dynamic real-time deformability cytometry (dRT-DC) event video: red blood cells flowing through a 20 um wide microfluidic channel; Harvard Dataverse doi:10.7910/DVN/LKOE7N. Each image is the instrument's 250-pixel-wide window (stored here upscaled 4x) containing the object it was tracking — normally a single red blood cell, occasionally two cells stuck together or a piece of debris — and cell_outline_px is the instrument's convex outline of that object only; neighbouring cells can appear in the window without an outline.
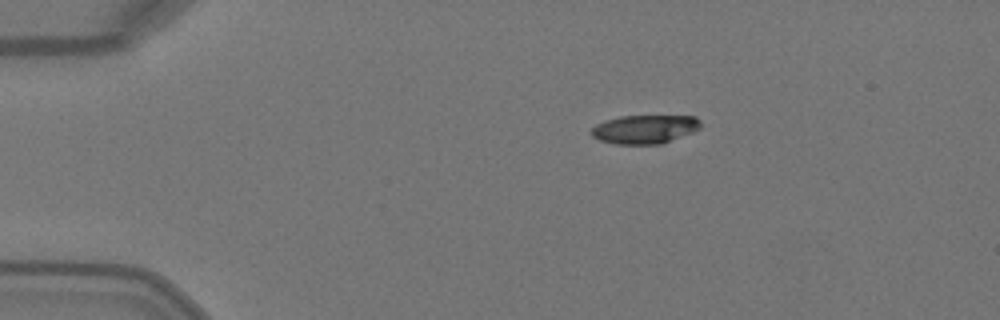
{"species": "Egyptian fruit bat (a non-hibernating species)", "species_latin": "Rousettus aegyptiacus", "temperature_condition": "warm", "stored_images_in_passage": 4, "camera_frame_rate_fps": 3000, "um_per_image_px": 0.085, "animal": {"sex": "female"}, "frame": {"image": 1, "passage_image": 2, "time_ms": 0.333, "image_size_px": [1000, 320], "cell_outline_px": [[700, 128], [692, 132], [660, 144], [616, 144], [600, 140], [592, 136], [592, 128], [596, 124], [604, 120], [620, 116], [696, 116], [700, 120]], "centroid_in_image_um": [54.79, 10.97], "position_along_channel_um": 30.2, "area_um2": 18.15}}
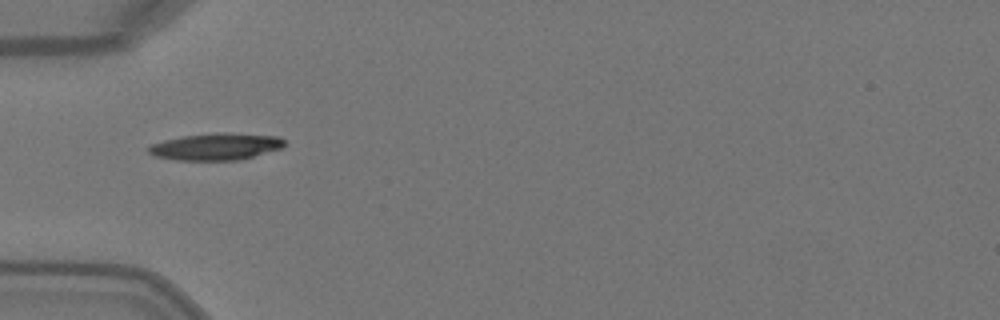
{"frame": {"image": 2, "passage_image": 4, "time_ms": 1.0, "image_size_px": [1000, 320], "cell_outline_px": [[288, 144], [280, 148], [252, 156], [236, 160], [176, 160], [156, 156], [148, 152], [148, 148], [152, 144], [164, 140], [184, 136], [220, 132], [224, 132], [280, 136]], "centroid_in_image_um": [18.38, 12.45], "position_along_channel_um": 66.6, "area_um2": 21.1}}